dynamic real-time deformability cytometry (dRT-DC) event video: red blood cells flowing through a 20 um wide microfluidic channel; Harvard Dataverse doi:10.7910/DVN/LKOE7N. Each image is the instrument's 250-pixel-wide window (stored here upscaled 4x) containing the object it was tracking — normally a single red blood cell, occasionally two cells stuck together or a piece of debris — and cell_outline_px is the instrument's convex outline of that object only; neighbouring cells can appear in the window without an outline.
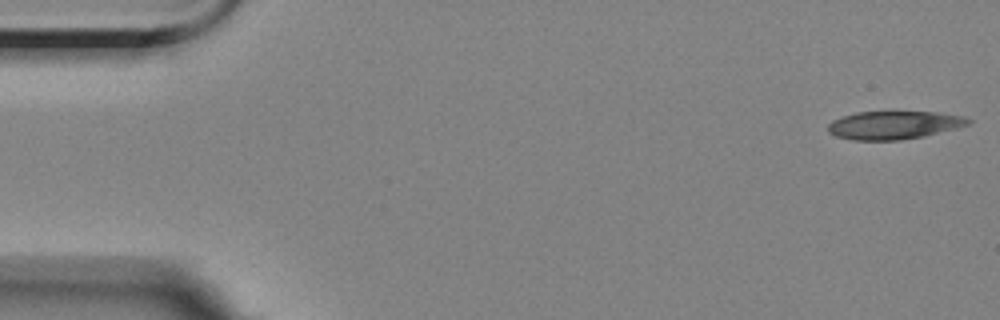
{"species": "Egyptian fruit bat (a non-hibernating species)", "species_latin": "Rousettus aegyptiacus", "temperature_condition": "room temperature", "stored_images_in_passage": 5, "camera_frame_rate_fps": 3000, "um_per_image_px": 0.085, "animal": {"sex": "female"}, "frame": {"image": 1, "passage_image": 1, "time_ms": 0.0, "image_size_px": [1000, 320], "cell_outline_px": [[972, 120], [968, 124], [956, 128], [924, 136], [900, 140], [852, 140], [836, 136], [828, 132], [828, 124], [832, 120], [856, 112], [888, 108], [896, 108], [940, 112], [964, 116]], "centroid_in_image_um": [75.99, 10.56], "position_along_channel_um": 9.0, "area_um2": 24.28}}
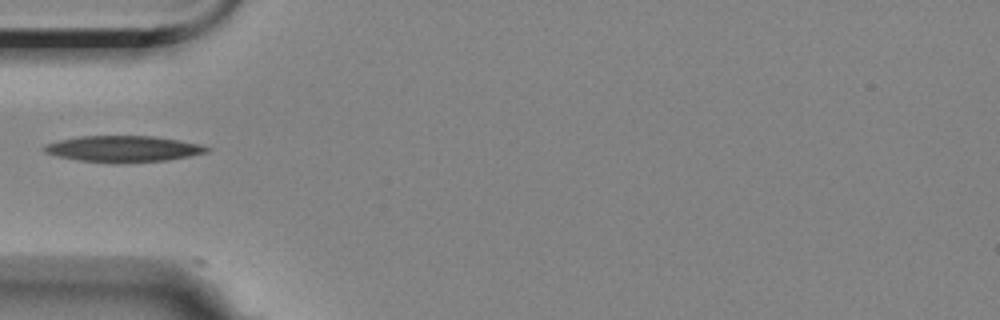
{"frame": {"image": 2, "passage_image": 5, "time_ms": 5.333, "image_size_px": [1000, 320], "cell_outline_px": [[212, 148], [208, 152], [168, 160], [124, 164], [112, 164], [76, 160], [44, 152], [40, 148], [44, 144], [60, 140], [80, 136], [152, 136], [180, 140], [200, 144]], "centroid_in_image_um": [10.47, 12.67], "position_along_channel_um": 74.5, "area_um2": 25.26}}